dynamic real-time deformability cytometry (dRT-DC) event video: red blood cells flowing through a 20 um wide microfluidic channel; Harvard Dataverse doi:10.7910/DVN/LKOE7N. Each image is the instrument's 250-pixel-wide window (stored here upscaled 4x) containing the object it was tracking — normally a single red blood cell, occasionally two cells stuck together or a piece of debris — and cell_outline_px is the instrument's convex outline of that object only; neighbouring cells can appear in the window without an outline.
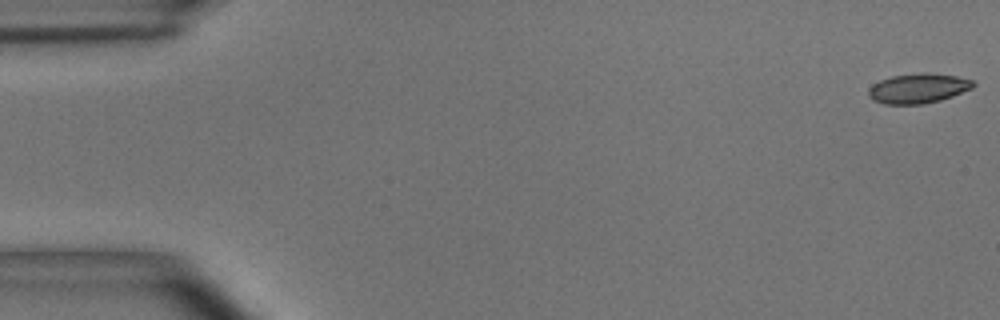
{"species": "common noctule bat (a hibernating species)", "species_latin": "Nyctalus noctula", "temperature_condition": "room temperature", "stored_images_in_passage": 9, "camera_frame_rate_fps": 3000, "um_per_image_px": 0.085, "animal": {"sex": "male", "body_mass_g": 15.6}, "frame": {"image": 1, "passage_image": 1, "time_ms": 0.0, "image_size_px": [1000, 320], "cell_outline_px": [[976, 84], [972, 88], [952, 96], [940, 100], [924, 104], [884, 104], [872, 100], [868, 96], [868, 88], [872, 84], [880, 80], [892, 76], [920, 72], [928, 72], [956, 76], [972, 80]], "centroid_in_image_um": [78.01, 7.5], "position_along_channel_um": 7.0, "area_um2": 18.32}}
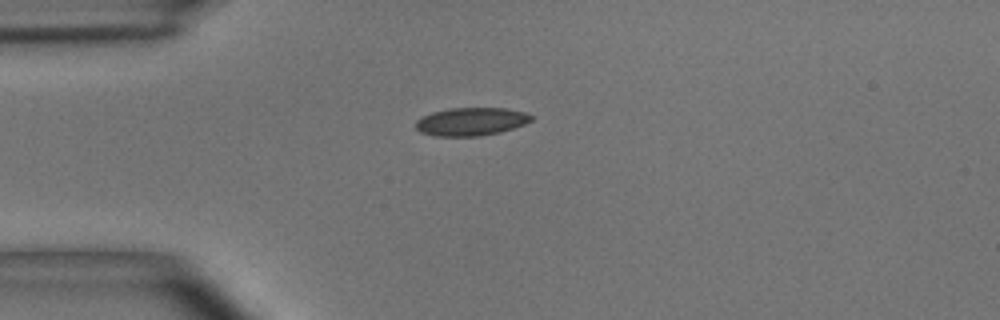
{"frame": {"image": 2, "passage_image": 4, "time_ms": 1.0, "image_size_px": [1000, 320], "cell_outline_px": [[532, 120], [524, 124], [500, 132], [480, 136], [436, 136], [420, 132], [416, 128], [416, 120], [432, 112], [452, 108], [504, 108], [524, 112], [532, 116]], "centroid_in_image_um": [40.03, 10.34], "position_along_channel_um": 45.0, "area_um2": 18.73}}
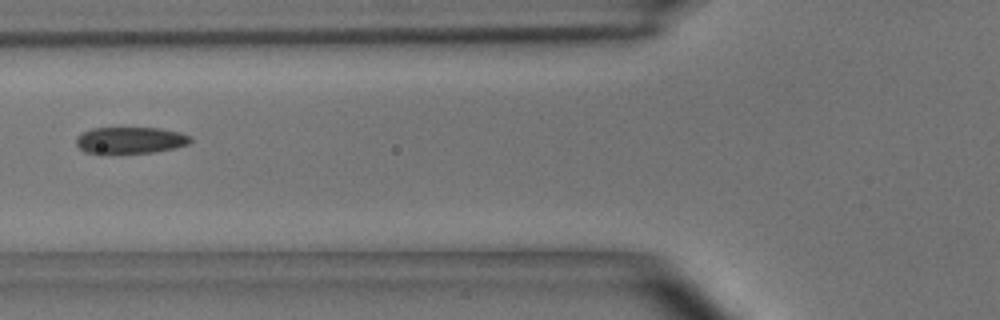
{"frame": {"image": 3, "passage_image": 6, "time_ms": 1.667, "image_size_px": [1000, 320], "cell_outline_px": [[192, 140], [188, 144], [176, 148], [156, 152], [112, 156], [100, 156], [84, 152], [76, 144], [76, 136], [92, 128], [160, 128], [180, 132], [192, 136]], "centroid_in_image_um": [11.04, 11.98], "position_along_channel_um": 114.8, "area_um2": 18.73}}